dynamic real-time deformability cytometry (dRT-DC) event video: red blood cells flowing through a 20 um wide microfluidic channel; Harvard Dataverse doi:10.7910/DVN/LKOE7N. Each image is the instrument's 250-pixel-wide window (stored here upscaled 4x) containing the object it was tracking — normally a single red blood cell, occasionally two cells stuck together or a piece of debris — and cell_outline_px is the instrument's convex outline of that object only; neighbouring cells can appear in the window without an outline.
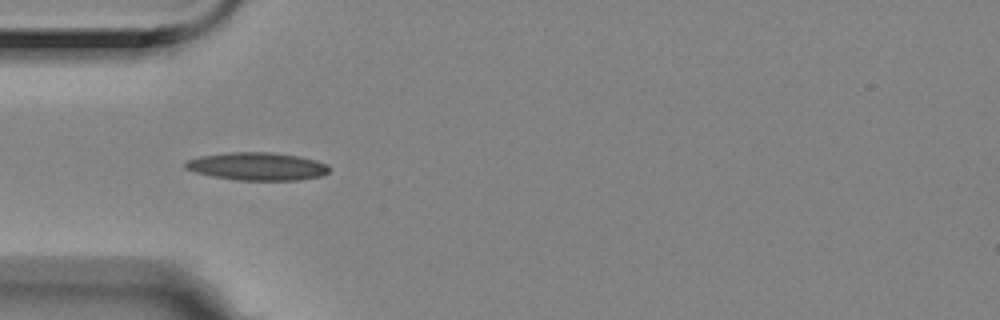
{"species": "Egyptian fruit bat (a non-hibernating species)", "species_latin": "Rousettus aegyptiacus", "temperature_condition": "room temperature", "stored_images_in_passage": 3, "camera_frame_rate_fps": 3000, "um_per_image_px": 0.085, "animal": {"sex": "female"}, "frame": {"image": 1, "passage_image": 2, "time_ms": 0.333, "image_size_px": [1000, 320], "cell_outline_px": [[328, 172], [320, 176], [300, 180], [236, 180], [212, 176], [196, 172], [184, 168], [184, 160], [200, 156], [228, 152], [272, 152], [300, 156], [316, 160], [328, 164]], "centroid_in_image_um": [21.84, 14.13], "position_along_channel_um": 63.2, "area_um2": 23.52}}
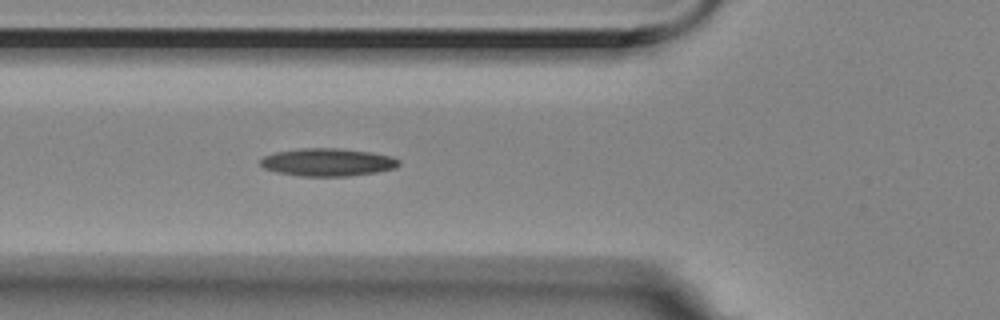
{"frame": {"image": 2, "passage_image": 3, "time_ms": 0.667, "image_size_px": [1000, 320], "cell_outline_px": [[400, 164], [396, 168], [376, 172], [348, 176], [300, 176], [276, 172], [264, 168], [260, 164], [260, 160], [264, 156], [276, 152], [300, 148], [336, 148], [372, 152], [392, 156], [400, 160]], "centroid_in_image_um": [27.86, 13.79], "position_along_channel_um": 97.9, "area_um2": 22.48}}